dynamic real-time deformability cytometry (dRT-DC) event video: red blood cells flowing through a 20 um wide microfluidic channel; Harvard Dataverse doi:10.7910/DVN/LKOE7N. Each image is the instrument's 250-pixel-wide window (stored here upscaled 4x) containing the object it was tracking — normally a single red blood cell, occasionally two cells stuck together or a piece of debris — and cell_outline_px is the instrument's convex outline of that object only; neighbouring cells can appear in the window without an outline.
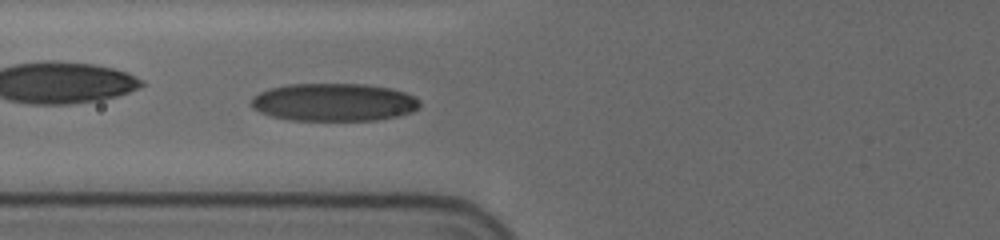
{"species": "human", "species_latin": "Homo sapiens", "temperature_condition": "cold", "stored_images_in_passage": 24, "camera_frame_rate_fps": 3000, "um_per_image_px": 0.085, "donor": {"sex": "female"}, "frame": {"image": 1, "passage_image": 24, "time_ms": 7.667, "image_size_px": [1000, 240], "cell_outline_px": [[420, 108], [412, 112], [400, 116], [376, 120], [292, 120], [272, 116], [260, 112], [252, 108], [252, 96], [260, 92], [272, 88], [288, 84], [364, 84], [392, 88], [404, 92], [420, 100]], "centroid_in_image_um": [28.41, 8.69], "position_along_channel_um": 97.4, "area_um2": 37.22}}